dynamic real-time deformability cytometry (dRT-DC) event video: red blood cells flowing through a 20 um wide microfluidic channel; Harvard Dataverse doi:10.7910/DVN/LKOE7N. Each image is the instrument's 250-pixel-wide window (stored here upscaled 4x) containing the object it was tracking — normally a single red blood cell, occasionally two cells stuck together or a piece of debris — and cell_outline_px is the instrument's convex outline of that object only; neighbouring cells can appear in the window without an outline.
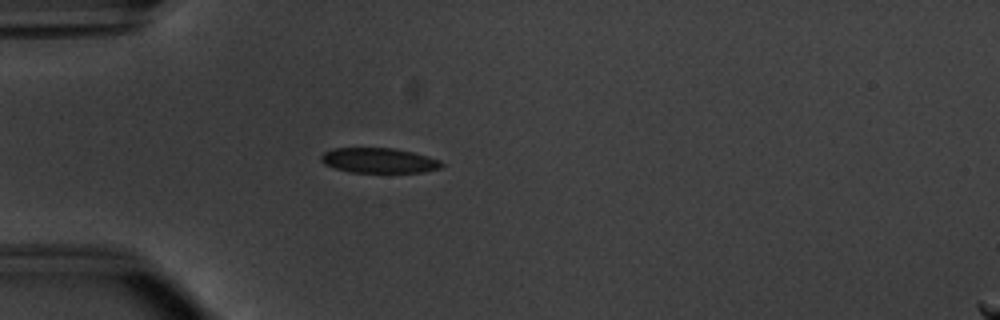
{"species": "common noctule bat (a hibernating species)", "species_latin": "Nyctalus noctula", "temperature_condition": "warm", "stored_images_in_passage": 53, "camera_frame_rate_fps": 3000, "um_per_image_px": 0.085, "animal": {"sex": "male", "body_mass_g": 20.1, "forearm_length_mm": 53.5}, "frame": {"image": 1, "passage_image": 15, "time_ms": 4.667, "image_size_px": [1000, 320], "cell_outline_px": [[444, 164], [440, 168], [424, 172], [348, 172], [324, 164], [320, 160], [320, 156], [324, 152], [332, 148], [392, 148], [412, 152], [440, 160]], "centroid_in_image_um": [32.18, 13.64], "position_along_channel_um": 52.8, "area_um2": 17.51}}
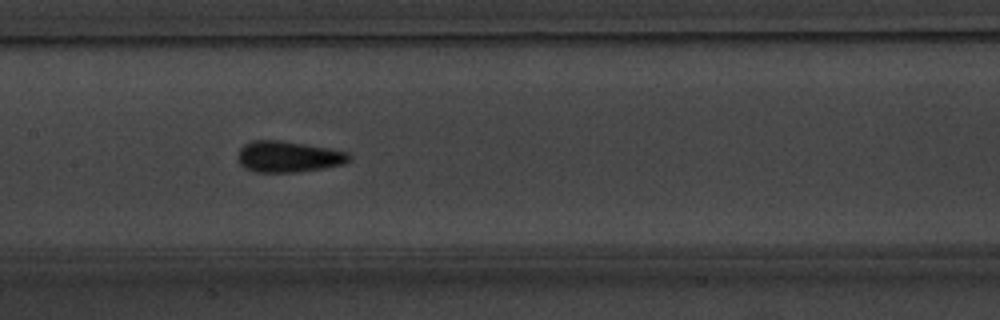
{"frame": {"image": 2, "passage_image": 26, "time_ms": 8.333, "image_size_px": [1000, 320], "cell_outline_px": [[352, 160], [344, 164], [324, 168], [296, 172], [256, 172], [244, 168], [236, 160], [236, 156], [240, 148], [244, 144], [252, 140], [280, 140], [308, 144], [348, 152], [352, 156]], "centroid_in_image_um": [24.5, 13.31], "position_along_channel_um": 182.9, "area_um2": 20.58}}
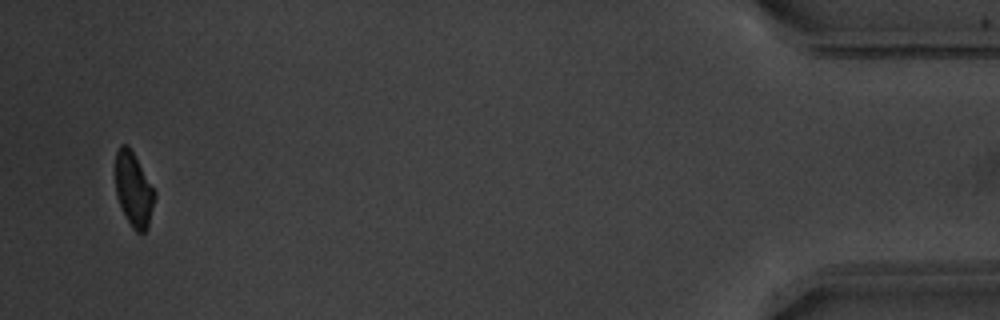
{"frame": {"image": 3, "passage_image": 51, "time_ms": 16.667, "image_size_px": [1000, 320], "cell_outline_px": [[156, 196], [148, 228], [144, 232], [136, 232], [132, 228], [124, 216], [116, 196], [116, 152], [120, 144], [128, 144], [156, 192]], "centroid_in_image_um": [11.36, 16.13], "position_along_channel_um": 423.8, "area_um2": 17.11}, "authors_computed_cell_mechanics": {"area_um2": 18.5538, "velocity_mm_per_s": 3.8279, "shape_relaxation_time_tau1_ms": 3.1718, "shape_relaxation_time_tau2_ms": 1.7874, "deformation_change_tau1": 0.1144, "deformation_change_tau2": 0.0573}}